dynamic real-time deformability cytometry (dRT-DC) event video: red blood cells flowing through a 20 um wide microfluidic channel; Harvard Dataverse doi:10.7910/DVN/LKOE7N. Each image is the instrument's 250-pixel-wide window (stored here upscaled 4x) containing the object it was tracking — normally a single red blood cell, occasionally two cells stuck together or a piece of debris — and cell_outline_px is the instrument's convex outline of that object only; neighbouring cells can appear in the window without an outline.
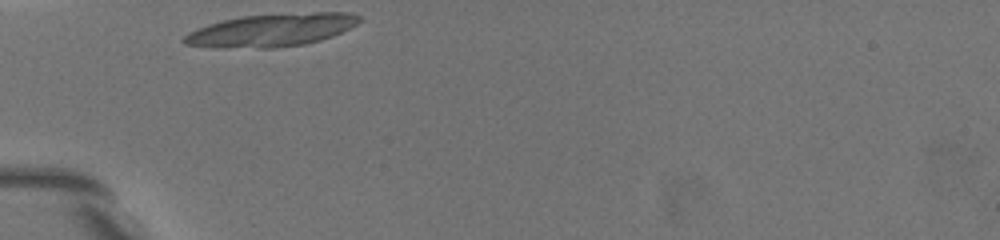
{"species": "common noctule bat (a hibernating species)", "species_latin": "Nyctalus noctula", "temperature_condition": "warm", "stored_images_in_passage": 17, "camera_frame_rate_fps": 3000, "um_per_image_px": 0.085, "animal": {"sex": "female", "body_mass_g": 19.5, "forearm_length_mm": 54.1}, "frame": {"image": 1, "passage_image": 1, "time_ms": 0.0, "image_size_px": [1000, 240], "cell_outline_px": [[360, 20], [356, 24], [332, 36], [320, 40], [304, 44], [276, 48], [260, 48], [184, 44], [180, 40], [188, 32], [196, 28], [208, 24], [240, 16], [316, 12], [348, 12], [360, 16]], "centroid_in_image_um": [23.09, 2.54], "position_along_channel_um": 61.9, "area_um2": 32.95}}